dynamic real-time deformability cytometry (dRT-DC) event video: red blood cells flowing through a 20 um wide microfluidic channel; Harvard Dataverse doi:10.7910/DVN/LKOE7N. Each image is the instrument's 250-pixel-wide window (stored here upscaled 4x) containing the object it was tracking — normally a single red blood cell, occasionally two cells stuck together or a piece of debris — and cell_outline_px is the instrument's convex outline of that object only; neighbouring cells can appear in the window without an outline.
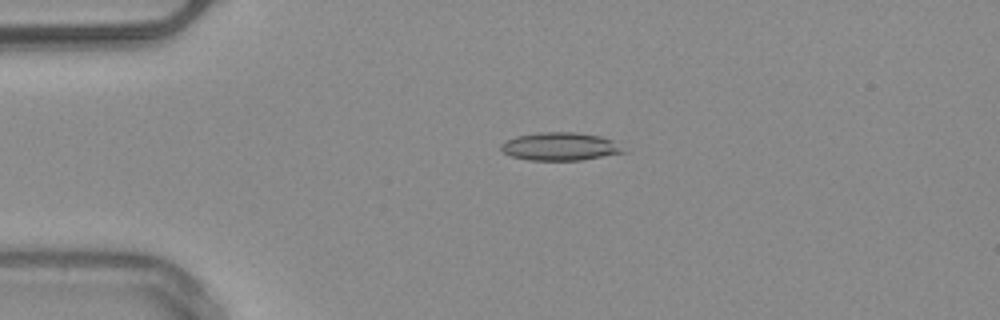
{"species": "common noctule bat (a hibernating species)", "species_latin": "Nyctalus noctula", "temperature_condition": "warm", "stored_images_in_passage": 51, "camera_frame_rate_fps": 3000, "um_per_image_px": 0.085, "animal": {"sex": "male", "body_mass_g": 20.4}, "frame": {"image": 1, "passage_image": 12, "time_ms": 3.667, "image_size_px": [1000, 320], "cell_outline_px": [[624, 152], [584, 160], [528, 160], [512, 156], [504, 152], [500, 148], [500, 144], [504, 140], [516, 136], [540, 132], [576, 132], [600, 136], [612, 140]], "centroid_in_image_um": [47.54, 12.45], "position_along_channel_um": 37.5, "area_um2": 19.83}}
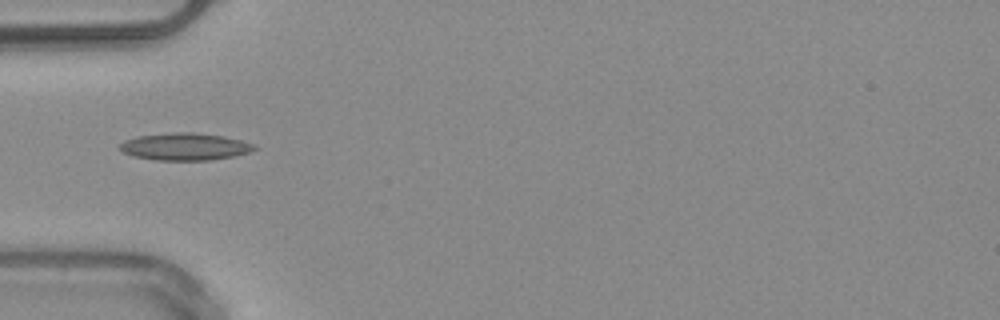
{"frame": {"image": 2, "passage_image": 17, "time_ms": 5.333, "image_size_px": [1000, 320], "cell_outline_px": [[256, 148], [248, 152], [232, 156], [208, 160], [156, 160], [132, 156], [124, 152], [120, 148], [120, 144], [124, 140], [136, 136], [172, 132], [192, 132], [224, 136], [240, 140], [252, 144]], "centroid_in_image_um": [15.66, 12.45], "position_along_channel_um": 69.3, "area_um2": 21.15}, "authors_computed_cell_mechanics": {"area_um2": 18.7272, "velocity_mm_per_s": 4.0395, "shape_relaxation_time_tau1_ms": null, "shape_relaxation_time_tau2_ms": 10.3048, "deformation_change_tau1": null, "deformation_change_tau2": 0.2219}}